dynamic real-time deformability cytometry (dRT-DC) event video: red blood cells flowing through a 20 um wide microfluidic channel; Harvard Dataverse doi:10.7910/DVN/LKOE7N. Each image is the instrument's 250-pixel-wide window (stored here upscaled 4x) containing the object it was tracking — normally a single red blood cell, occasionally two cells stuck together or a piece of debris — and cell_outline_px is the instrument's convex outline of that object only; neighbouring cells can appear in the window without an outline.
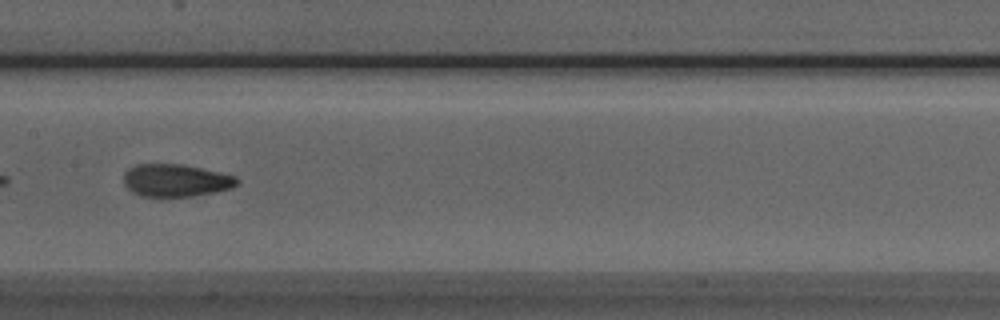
{"species": "Egyptian fruit bat (a non-hibernating species)", "species_latin": "Rousettus aegyptiacus", "temperature_condition": "room temperature", "stored_images_in_passage": 51, "camera_frame_rate_fps": 3000, "um_per_image_px": 0.085, "animal": {"sex": "male"}, "frame": {"image": 1, "passage_image": 25, "time_ms": 8.0, "image_size_px": [1000, 320], "cell_outline_px": [[240, 180], [232, 188], [216, 192], [192, 196], [160, 200], [140, 196], [132, 192], [124, 184], [124, 172], [128, 168], [136, 164], [180, 164], [200, 168], [236, 176]], "centroid_in_image_um": [14.89, 15.38], "position_along_channel_um": 192.5, "area_um2": 22.2}}
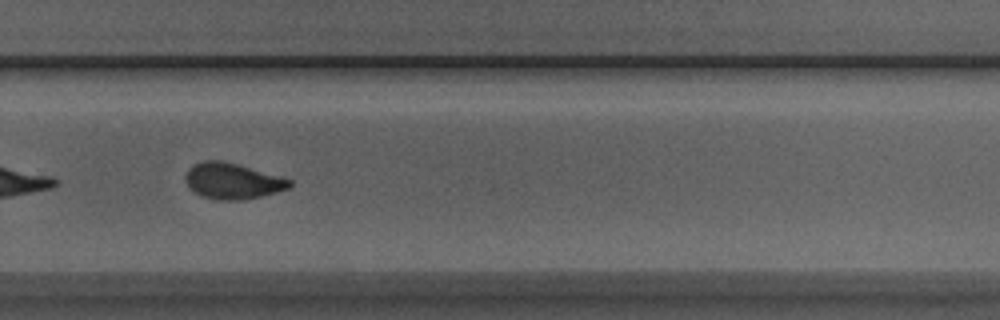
{"frame": {"image": 2, "passage_image": 34, "time_ms": 11.0, "image_size_px": [1000, 320], "cell_outline_px": [[292, 184], [288, 188], [276, 192], [260, 196], [240, 200], [220, 200], [204, 196], [196, 192], [188, 184], [184, 176], [188, 168], [192, 164], [204, 160], [220, 160], [236, 164], [280, 176], [292, 180]], "centroid_in_image_um": [19.75, 15.37], "position_along_channel_um": 310.0, "area_um2": 21.44}}
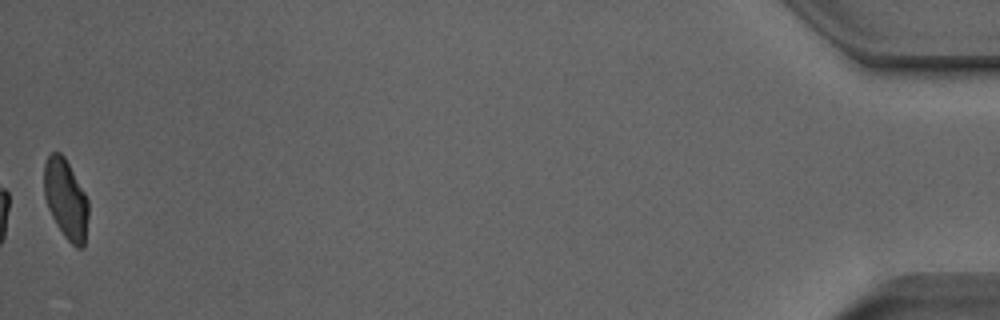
{"frame": {"image": 3, "passage_image": 51, "time_ms": 16.667, "image_size_px": [1000, 320], "cell_outline_px": [[88, 216], [84, 248], [76, 248], [64, 236], [56, 224], [48, 208], [44, 196], [44, 164], [48, 156], [52, 152], [60, 152], [64, 156], [84, 192], [88, 200]], "centroid_in_image_um": [5.59, 16.94], "position_along_channel_um": 429.6, "area_um2": 20.52}, "authors_computed_cell_mechanics": {"area_um2": 21.9062, "velocity_mm_per_s": 3.9346, "shape_relaxation_time_tau1_ms": 4.9612, "shape_relaxation_time_tau2_ms": 1.6922, "deformation_change_tau1": 0.1581, "deformation_change_tau2": 0.0828}}